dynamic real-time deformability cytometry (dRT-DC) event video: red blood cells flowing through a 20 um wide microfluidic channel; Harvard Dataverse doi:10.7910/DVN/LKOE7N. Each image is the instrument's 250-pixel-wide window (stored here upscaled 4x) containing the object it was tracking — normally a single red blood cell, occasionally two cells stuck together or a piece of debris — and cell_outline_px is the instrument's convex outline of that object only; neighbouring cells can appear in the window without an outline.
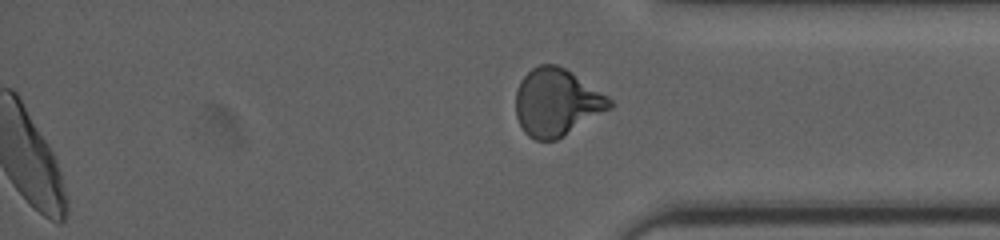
{"species": "human", "species_latin": "Homo sapiens", "temperature_condition": "cold", "stored_images_in_passage": 43, "segment_of_instrument_passage": [2, 2], "camera_frame_rate_fps": 3000, "um_per_image_px": 0.085, "donor": {"sex": "female"}, "frame": {"image": 1, "passage_image": 43, "time_ms": 12.333, "image_size_px": [1000, 240], "cell_outline_px": [[612, 108], [556, 140], [536, 140], [528, 136], [524, 132], [516, 116], [516, 92], [520, 80], [532, 68], [540, 64], [556, 64], [572, 72], [608, 96], [612, 100]], "centroid_in_image_um": [47.31, 8.7], "position_along_channel_um": 387.9, "area_um2": 36.76}}